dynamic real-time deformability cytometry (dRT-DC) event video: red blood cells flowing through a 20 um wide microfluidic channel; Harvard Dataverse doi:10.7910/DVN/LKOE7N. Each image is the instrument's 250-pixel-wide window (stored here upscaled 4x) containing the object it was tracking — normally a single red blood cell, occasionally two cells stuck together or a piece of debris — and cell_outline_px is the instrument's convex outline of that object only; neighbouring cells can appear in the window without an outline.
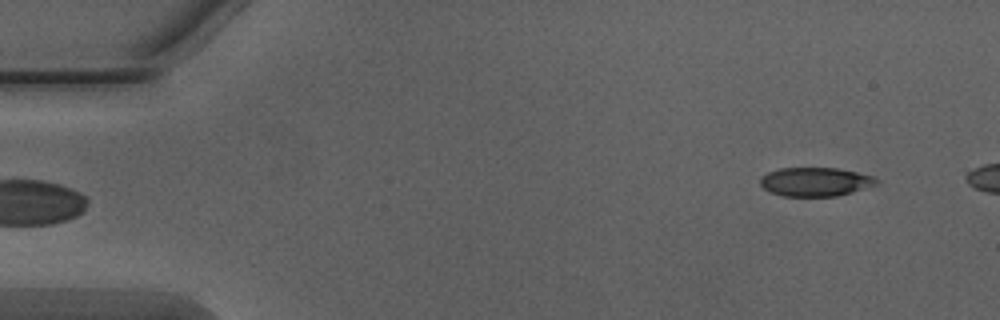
{"species": "Egyptian fruit bat (a non-hibernating species)", "species_latin": "Rousettus aegyptiacus", "temperature_condition": "warm", "stored_images_in_passage": 8, "camera_frame_rate_fps": 3000, "um_per_image_px": 0.085, "animal": {"sex": "male"}, "frame": {"image": 1, "passage_image": 1, "time_ms": 0.0, "image_size_px": [1000, 320], "cell_outline_px": [[880, 180], [876, 184], [852, 192], [836, 196], [780, 196], [768, 192], [760, 184], [760, 180], [768, 172], [780, 168], [836, 168], [856, 172], [872, 176]], "centroid_in_image_um": [69.28, 15.46], "position_along_channel_um": 15.7, "area_um2": 19.42}}